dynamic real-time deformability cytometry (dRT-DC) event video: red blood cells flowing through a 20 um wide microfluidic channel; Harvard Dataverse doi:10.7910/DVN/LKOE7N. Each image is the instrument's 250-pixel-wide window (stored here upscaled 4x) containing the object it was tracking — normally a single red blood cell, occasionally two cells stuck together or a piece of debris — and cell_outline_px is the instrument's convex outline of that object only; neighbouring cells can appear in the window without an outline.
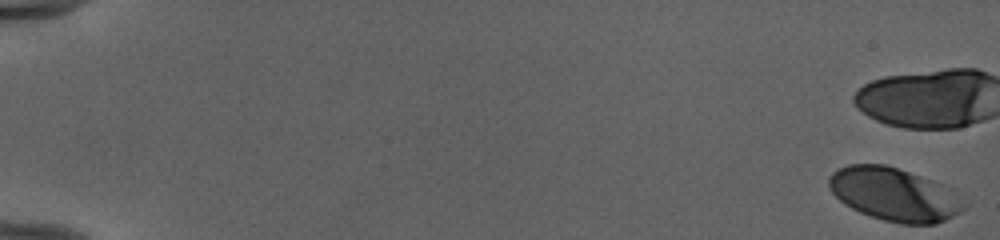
{"species": "human", "species_latin": "Homo sapiens", "temperature_condition": "cold", "stored_images_in_passage": 14, "camera_frame_rate_fps": 3000, "um_per_image_px": 0.085, "donor": {"sex": "female"}, "frame": {"image": 1, "passage_image": 1, "time_ms": 0.0, "image_size_px": [1000, 240], "cell_outline_px": [[968, 208], [936, 224], [904, 224], [884, 220], [860, 212], [844, 204], [832, 192], [828, 184], [828, 176], [832, 172], [848, 164], [884, 164], [920, 176], [940, 184], [968, 204]], "centroid_in_image_um": [75.98, 16.53], "position_along_channel_um": 9.0, "area_um2": 41.33}}